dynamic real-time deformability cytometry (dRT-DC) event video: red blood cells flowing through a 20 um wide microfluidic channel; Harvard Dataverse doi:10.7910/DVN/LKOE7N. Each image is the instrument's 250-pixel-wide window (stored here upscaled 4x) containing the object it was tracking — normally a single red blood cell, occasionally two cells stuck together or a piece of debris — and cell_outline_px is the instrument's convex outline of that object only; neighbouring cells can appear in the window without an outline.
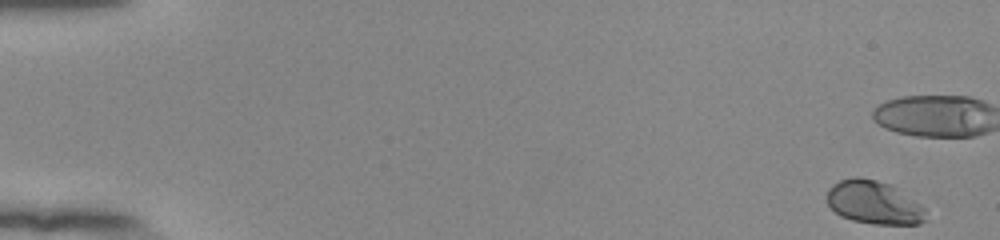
{"species": "human", "species_latin": "Homo sapiens", "temperature_condition": "room temperature", "stored_images_in_passage": 43, "camera_frame_rate_fps": 3000, "um_per_image_px": 0.085, "donor": {"sex": "female"}, "frame": {"image": 1, "passage_image": 1, "time_ms": 0.0, "image_size_px": [1000, 240], "cell_outline_px": [[924, 220], [920, 224], [872, 224], [852, 220], [840, 216], [828, 204], [824, 196], [828, 188], [832, 184], [840, 180], [856, 176], [860, 176], [892, 184], [920, 204], [924, 208]], "centroid_in_image_um": [74.22, 17.19], "position_along_channel_um": 10.8, "area_um2": 25.14}}